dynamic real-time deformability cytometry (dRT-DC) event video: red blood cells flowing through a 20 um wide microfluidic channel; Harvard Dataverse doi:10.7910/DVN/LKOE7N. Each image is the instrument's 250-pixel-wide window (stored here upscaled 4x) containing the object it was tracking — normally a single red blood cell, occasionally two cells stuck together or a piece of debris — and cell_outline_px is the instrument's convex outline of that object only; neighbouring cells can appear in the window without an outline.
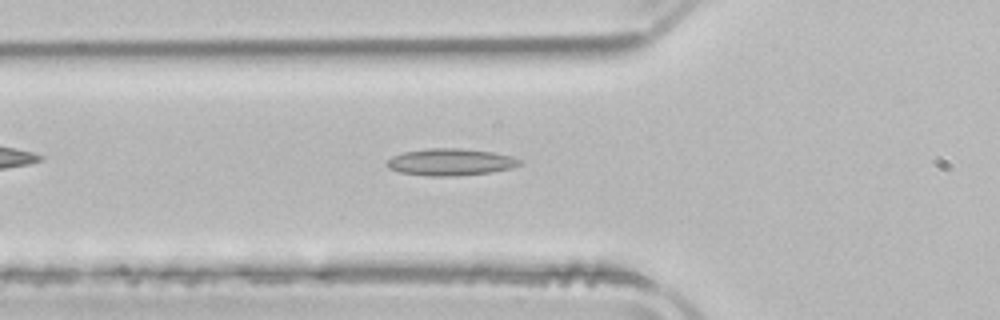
{"species": "common noctule bat (a hibernating species)", "species_latin": "Nyctalus noctula", "temperature_condition": "room temperature", "stored_images_in_passage": 51, "camera_frame_rate_fps": 3000, "um_per_image_px": 0.085, "animal": {"sex": "male", "body_mass_g": 21.5, "forearm_length_mm": 52.0}, "frame": {"image": 1, "passage_image": 17, "time_ms": 5.333, "image_size_px": [1000, 320], "cell_outline_px": [[524, 164], [512, 168], [492, 172], [456, 176], [428, 176], [400, 172], [388, 168], [384, 164], [392, 156], [404, 152], [428, 148], [460, 148], [492, 152], [512, 156], [520, 160]], "centroid_in_image_um": [38.3, 13.78], "position_along_channel_um": 87.5, "area_um2": 20.98}}
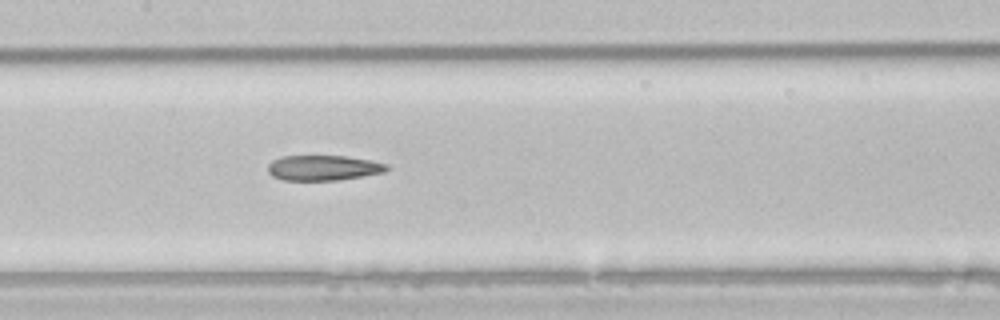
{"frame": {"image": 2, "passage_image": 24, "time_ms": 7.667, "image_size_px": [1000, 320], "cell_outline_px": [[388, 168], [384, 172], [340, 180], [284, 180], [272, 176], [268, 172], [268, 164], [272, 160], [280, 156], [348, 156], [372, 160], [388, 164]], "centroid_in_image_um": [27.48, 14.26], "position_along_channel_um": 179.9, "area_um2": 17.57}}
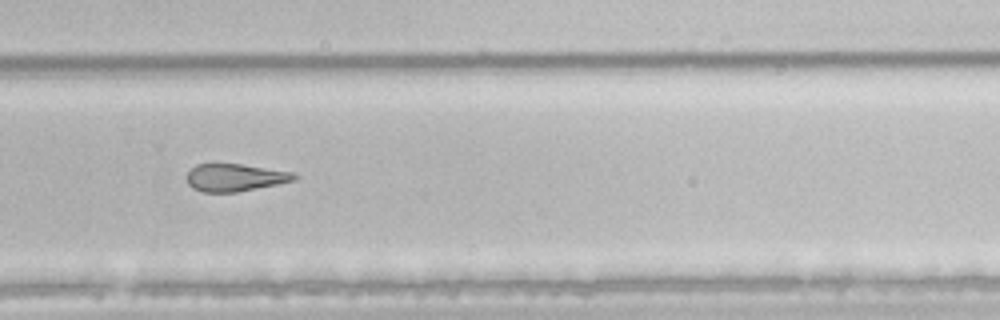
{"frame": {"image": 3, "passage_image": 34, "time_ms": 11.0, "image_size_px": [1000, 320], "cell_outline_px": [[300, 176], [296, 180], [236, 192], [204, 192], [192, 188], [188, 184], [188, 172], [196, 164], [240, 164], [292, 172]], "centroid_in_image_um": [19.98, 15.09], "position_along_channel_um": 309.8, "area_um2": 16.99}, "authors_computed_cell_mechanics": {"area_um2": 20.808, "velocity_mm_per_s": 3.9239, "shape_relaxation_time_tau1_ms": null, "shape_relaxation_time_tau2_ms": 5.7194, "deformation_change_tau1": null, "deformation_change_tau2": 0.1784}}